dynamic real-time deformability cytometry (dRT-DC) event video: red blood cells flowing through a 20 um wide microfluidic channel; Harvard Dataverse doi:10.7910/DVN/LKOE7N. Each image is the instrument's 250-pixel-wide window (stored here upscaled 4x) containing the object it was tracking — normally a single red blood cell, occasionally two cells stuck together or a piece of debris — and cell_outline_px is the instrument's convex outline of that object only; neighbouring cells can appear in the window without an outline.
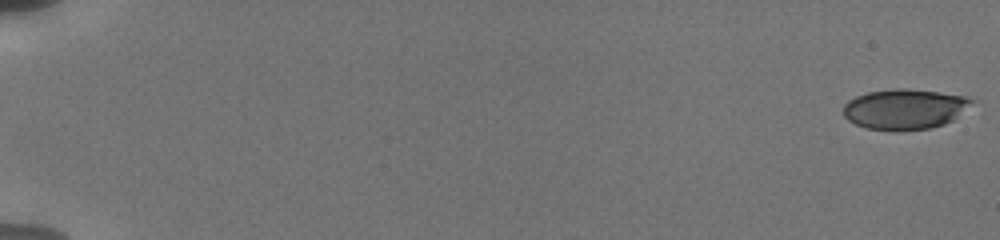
{"species": "human", "species_latin": "Homo sapiens", "temperature_condition": "cold", "stored_images_in_passage": 65, "camera_frame_rate_fps": 3000, "um_per_image_px": 0.085, "donor": {"sex": "male"}, "frame": {"image": 1, "passage_image": 1, "time_ms": 0.0, "image_size_px": [1000, 240], "cell_outline_px": [[976, 100], [952, 120], [944, 124], [928, 128], [868, 128], [856, 124], [848, 120], [844, 116], [844, 104], [848, 100], [856, 96], [868, 92], [892, 88], [904, 88], [940, 92], [964, 96]], "centroid_in_image_um": [76.89, 9.22], "position_along_channel_um": 8.1, "area_um2": 29.36}}
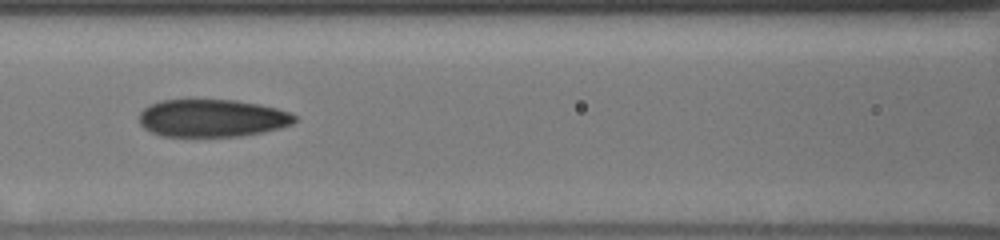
{"frame": {"image": 2, "passage_image": 32, "time_ms": 9.0, "image_size_px": [1000, 240], "cell_outline_px": [[296, 120], [292, 124], [280, 128], [264, 132], [240, 136], [164, 136], [152, 132], [144, 128], [140, 124], [140, 112], [148, 104], [160, 100], [236, 100], [260, 104], [276, 108], [288, 112], [296, 116]], "centroid_in_image_um": [18.03, 10.03], "position_along_channel_um": 148.6, "area_um2": 34.1}}
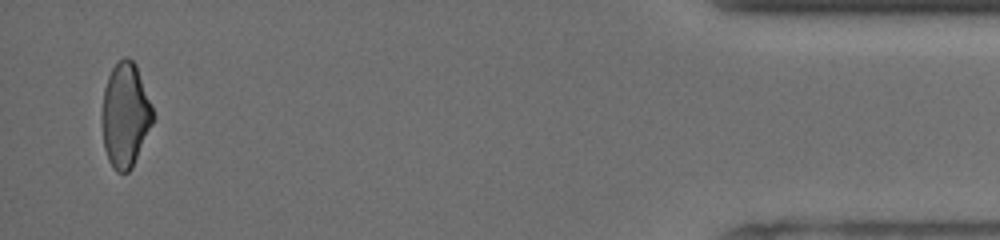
{"frame": {"image": 3, "passage_image": 65, "time_ms": 18.0, "image_size_px": [1000, 240], "cell_outline_px": [[156, 116], [132, 168], [128, 172], [116, 172], [112, 168], [108, 160], [104, 148], [100, 120], [100, 116], [104, 88], [108, 76], [116, 60], [124, 56], [128, 56], [136, 64], [152, 104]], "centroid_in_image_um": [10.64, 9.76], "position_along_channel_um": 424.6, "area_um2": 31.85}, "authors_computed_cell_mechanics": {"area_um2": 33.2928, "velocity_mm_per_s": 3.8045, "shape_relaxation_time_tau1_ms": 4.7545, "shape_relaxation_time_tau2_ms": 2.9657, "deformation_change_tau1": 0.1283, "deformation_change_tau2": 0.1023}}